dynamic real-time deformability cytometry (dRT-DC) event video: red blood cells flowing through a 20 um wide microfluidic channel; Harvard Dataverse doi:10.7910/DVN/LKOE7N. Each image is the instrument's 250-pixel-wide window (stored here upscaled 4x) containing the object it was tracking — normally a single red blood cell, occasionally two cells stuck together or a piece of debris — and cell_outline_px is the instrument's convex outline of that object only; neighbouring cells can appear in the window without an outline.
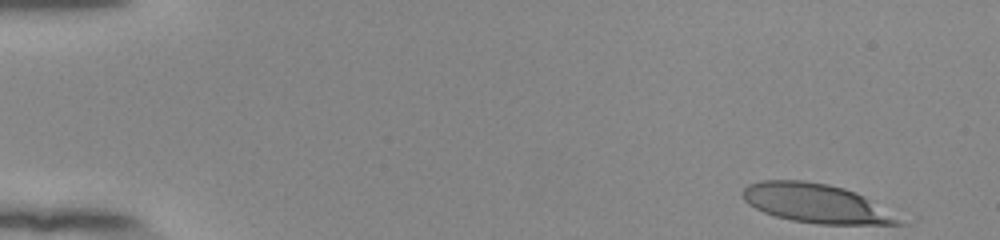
{"species": "human", "species_latin": "Homo sapiens", "temperature_condition": "room temperature", "stored_images_in_passage": 15, "camera_frame_rate_fps": 3000, "um_per_image_px": 0.085, "donor": {"sex": "female"}, "frame": {"image": 1, "passage_image": 1, "time_ms": 0.0, "image_size_px": [1000, 240], "cell_outline_px": [[904, 224], [820, 224], [792, 220], [776, 216], [764, 212], [748, 204], [744, 200], [744, 188], [748, 184], [760, 180], [804, 180], [828, 184], [844, 188], [856, 192], [864, 196], [900, 220]], "centroid_in_image_um": [69.29, 17.26], "position_along_channel_um": 15.7, "area_um2": 34.85}}
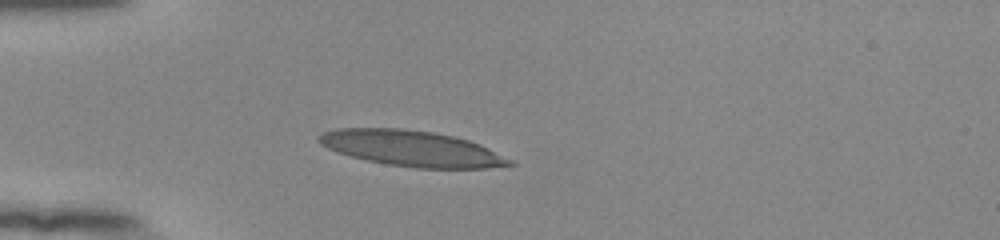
{"frame": {"image": 2, "passage_image": 13, "time_ms": 4.0, "image_size_px": [1000, 240], "cell_outline_px": [[516, 164], [484, 168], [416, 168], [388, 164], [368, 160], [336, 152], [320, 144], [316, 140], [316, 136], [324, 132], [336, 128], [400, 128], [432, 132], [452, 136], [468, 140], [480, 144], [516, 160]], "centroid_in_image_um": [35.01, 12.61], "position_along_channel_um": 50.0, "area_um2": 39.77}}